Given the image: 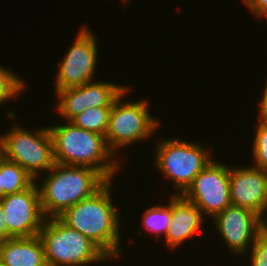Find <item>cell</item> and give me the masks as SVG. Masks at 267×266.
I'll return each instance as SVG.
<instances>
[{"instance_id": "d6986e66", "label": "cell", "mask_w": 267, "mask_h": 266, "mask_svg": "<svg viewBox=\"0 0 267 266\" xmlns=\"http://www.w3.org/2000/svg\"><path fill=\"white\" fill-rule=\"evenodd\" d=\"M25 87H27L25 81L13 71L0 66V104H4L5 101L8 102L10 99H16L24 89L26 90Z\"/></svg>"}, {"instance_id": "603a6c76", "label": "cell", "mask_w": 267, "mask_h": 266, "mask_svg": "<svg viewBox=\"0 0 267 266\" xmlns=\"http://www.w3.org/2000/svg\"><path fill=\"white\" fill-rule=\"evenodd\" d=\"M265 88L264 89V92H263V96L262 98L260 99L261 101H259V107H260V110H259V119L260 121L264 122V123H267V83H265Z\"/></svg>"}, {"instance_id": "d4e9b609", "label": "cell", "mask_w": 267, "mask_h": 266, "mask_svg": "<svg viewBox=\"0 0 267 266\" xmlns=\"http://www.w3.org/2000/svg\"><path fill=\"white\" fill-rule=\"evenodd\" d=\"M262 233L267 236V215L262 218Z\"/></svg>"}, {"instance_id": "3957f363", "label": "cell", "mask_w": 267, "mask_h": 266, "mask_svg": "<svg viewBox=\"0 0 267 266\" xmlns=\"http://www.w3.org/2000/svg\"><path fill=\"white\" fill-rule=\"evenodd\" d=\"M106 182L93 168L55 163L38 185L44 216L58 217L67 208L92 196Z\"/></svg>"}, {"instance_id": "ffe728a7", "label": "cell", "mask_w": 267, "mask_h": 266, "mask_svg": "<svg viewBox=\"0 0 267 266\" xmlns=\"http://www.w3.org/2000/svg\"><path fill=\"white\" fill-rule=\"evenodd\" d=\"M256 128L251 149L256 164L253 166L267 172V123L259 120Z\"/></svg>"}, {"instance_id": "44dd1931", "label": "cell", "mask_w": 267, "mask_h": 266, "mask_svg": "<svg viewBox=\"0 0 267 266\" xmlns=\"http://www.w3.org/2000/svg\"><path fill=\"white\" fill-rule=\"evenodd\" d=\"M249 256L250 266H267V236L261 233L254 241Z\"/></svg>"}, {"instance_id": "7402d4cb", "label": "cell", "mask_w": 267, "mask_h": 266, "mask_svg": "<svg viewBox=\"0 0 267 266\" xmlns=\"http://www.w3.org/2000/svg\"><path fill=\"white\" fill-rule=\"evenodd\" d=\"M255 18H267V0H243Z\"/></svg>"}, {"instance_id": "ac0fdd59", "label": "cell", "mask_w": 267, "mask_h": 266, "mask_svg": "<svg viewBox=\"0 0 267 266\" xmlns=\"http://www.w3.org/2000/svg\"><path fill=\"white\" fill-rule=\"evenodd\" d=\"M142 216V226L146 228L145 230L154 233L157 237L162 234L166 236L167 229L170 226L171 196L169 204L148 207Z\"/></svg>"}, {"instance_id": "6da1fadb", "label": "cell", "mask_w": 267, "mask_h": 266, "mask_svg": "<svg viewBox=\"0 0 267 266\" xmlns=\"http://www.w3.org/2000/svg\"><path fill=\"white\" fill-rule=\"evenodd\" d=\"M112 182L107 181L92 196L67 208L58 218L89 238L111 261L116 262L121 257V220L112 202Z\"/></svg>"}, {"instance_id": "277c9868", "label": "cell", "mask_w": 267, "mask_h": 266, "mask_svg": "<svg viewBox=\"0 0 267 266\" xmlns=\"http://www.w3.org/2000/svg\"><path fill=\"white\" fill-rule=\"evenodd\" d=\"M38 236L44 246L47 266H86L111 261L89 238L58 217L46 218Z\"/></svg>"}, {"instance_id": "ba28073f", "label": "cell", "mask_w": 267, "mask_h": 266, "mask_svg": "<svg viewBox=\"0 0 267 266\" xmlns=\"http://www.w3.org/2000/svg\"><path fill=\"white\" fill-rule=\"evenodd\" d=\"M80 28L65 58L58 64L54 84L56 91L94 81L98 61V39L89 27Z\"/></svg>"}, {"instance_id": "8fae6325", "label": "cell", "mask_w": 267, "mask_h": 266, "mask_svg": "<svg viewBox=\"0 0 267 266\" xmlns=\"http://www.w3.org/2000/svg\"><path fill=\"white\" fill-rule=\"evenodd\" d=\"M127 85L104 81H91L81 86L56 91L58 98L56 110L66 121L92 107H112L115 99L127 88Z\"/></svg>"}, {"instance_id": "2e32d148", "label": "cell", "mask_w": 267, "mask_h": 266, "mask_svg": "<svg viewBox=\"0 0 267 266\" xmlns=\"http://www.w3.org/2000/svg\"><path fill=\"white\" fill-rule=\"evenodd\" d=\"M0 174L2 181V197L19 193L29 188L35 180L17 163L0 155Z\"/></svg>"}, {"instance_id": "9a60e30c", "label": "cell", "mask_w": 267, "mask_h": 266, "mask_svg": "<svg viewBox=\"0 0 267 266\" xmlns=\"http://www.w3.org/2000/svg\"><path fill=\"white\" fill-rule=\"evenodd\" d=\"M0 262L2 266H47L39 236L1 241Z\"/></svg>"}, {"instance_id": "5bb4252c", "label": "cell", "mask_w": 267, "mask_h": 266, "mask_svg": "<svg viewBox=\"0 0 267 266\" xmlns=\"http://www.w3.org/2000/svg\"><path fill=\"white\" fill-rule=\"evenodd\" d=\"M197 206L182 195H171V218L164 241L171 250L180 247L187 239L194 237L202 229L205 219Z\"/></svg>"}, {"instance_id": "30bf717a", "label": "cell", "mask_w": 267, "mask_h": 266, "mask_svg": "<svg viewBox=\"0 0 267 266\" xmlns=\"http://www.w3.org/2000/svg\"><path fill=\"white\" fill-rule=\"evenodd\" d=\"M8 239L38 236L46 217L43 214L40 193L35 181L26 190L0 198Z\"/></svg>"}, {"instance_id": "52a82bcc", "label": "cell", "mask_w": 267, "mask_h": 266, "mask_svg": "<svg viewBox=\"0 0 267 266\" xmlns=\"http://www.w3.org/2000/svg\"><path fill=\"white\" fill-rule=\"evenodd\" d=\"M131 90L128 86L113 102L109 114L105 140L109 149L116 155L120 148L137 141L150 138L162 125L158 118L149 113L147 100H123ZM117 151V152H116Z\"/></svg>"}, {"instance_id": "484cf974", "label": "cell", "mask_w": 267, "mask_h": 266, "mask_svg": "<svg viewBox=\"0 0 267 266\" xmlns=\"http://www.w3.org/2000/svg\"><path fill=\"white\" fill-rule=\"evenodd\" d=\"M0 198H2V181H1V174H0Z\"/></svg>"}, {"instance_id": "e0dca14e", "label": "cell", "mask_w": 267, "mask_h": 266, "mask_svg": "<svg viewBox=\"0 0 267 266\" xmlns=\"http://www.w3.org/2000/svg\"><path fill=\"white\" fill-rule=\"evenodd\" d=\"M112 107H92L77 115L70 122L84 130L106 134Z\"/></svg>"}, {"instance_id": "8992f818", "label": "cell", "mask_w": 267, "mask_h": 266, "mask_svg": "<svg viewBox=\"0 0 267 266\" xmlns=\"http://www.w3.org/2000/svg\"><path fill=\"white\" fill-rule=\"evenodd\" d=\"M157 143L154 166L173 182L177 189L174 195H182L194 178L214 160L210 151L197 142L159 138Z\"/></svg>"}, {"instance_id": "7c38bea8", "label": "cell", "mask_w": 267, "mask_h": 266, "mask_svg": "<svg viewBox=\"0 0 267 266\" xmlns=\"http://www.w3.org/2000/svg\"><path fill=\"white\" fill-rule=\"evenodd\" d=\"M213 224L236 256L250 250L255 239L262 233V218L253 211L230 205L213 218Z\"/></svg>"}, {"instance_id": "9c48e42d", "label": "cell", "mask_w": 267, "mask_h": 266, "mask_svg": "<svg viewBox=\"0 0 267 266\" xmlns=\"http://www.w3.org/2000/svg\"><path fill=\"white\" fill-rule=\"evenodd\" d=\"M229 174L230 166L214 159L194 178L182 196L204 215L213 218L231 205Z\"/></svg>"}, {"instance_id": "4fadbf2b", "label": "cell", "mask_w": 267, "mask_h": 266, "mask_svg": "<svg viewBox=\"0 0 267 266\" xmlns=\"http://www.w3.org/2000/svg\"><path fill=\"white\" fill-rule=\"evenodd\" d=\"M231 205L253 211L261 218L267 211V172L254 166L230 168Z\"/></svg>"}, {"instance_id": "cb8c5ba5", "label": "cell", "mask_w": 267, "mask_h": 266, "mask_svg": "<svg viewBox=\"0 0 267 266\" xmlns=\"http://www.w3.org/2000/svg\"><path fill=\"white\" fill-rule=\"evenodd\" d=\"M5 240H8V230L0 199V242Z\"/></svg>"}, {"instance_id": "5b68a950", "label": "cell", "mask_w": 267, "mask_h": 266, "mask_svg": "<svg viewBox=\"0 0 267 266\" xmlns=\"http://www.w3.org/2000/svg\"><path fill=\"white\" fill-rule=\"evenodd\" d=\"M0 135V155L17 163L35 181L40 172L49 171L54 165L52 138L48 127L26 130L18 124Z\"/></svg>"}, {"instance_id": "7a4b0ae2", "label": "cell", "mask_w": 267, "mask_h": 266, "mask_svg": "<svg viewBox=\"0 0 267 266\" xmlns=\"http://www.w3.org/2000/svg\"><path fill=\"white\" fill-rule=\"evenodd\" d=\"M48 129L55 163L93 168L107 181L119 171V156L109 149L104 135L81 129L70 121H66V125L48 126Z\"/></svg>"}, {"instance_id": "4316f807", "label": "cell", "mask_w": 267, "mask_h": 266, "mask_svg": "<svg viewBox=\"0 0 267 266\" xmlns=\"http://www.w3.org/2000/svg\"><path fill=\"white\" fill-rule=\"evenodd\" d=\"M128 1H129V0H122V3L126 5V4H128V3H127Z\"/></svg>"}]
</instances>
